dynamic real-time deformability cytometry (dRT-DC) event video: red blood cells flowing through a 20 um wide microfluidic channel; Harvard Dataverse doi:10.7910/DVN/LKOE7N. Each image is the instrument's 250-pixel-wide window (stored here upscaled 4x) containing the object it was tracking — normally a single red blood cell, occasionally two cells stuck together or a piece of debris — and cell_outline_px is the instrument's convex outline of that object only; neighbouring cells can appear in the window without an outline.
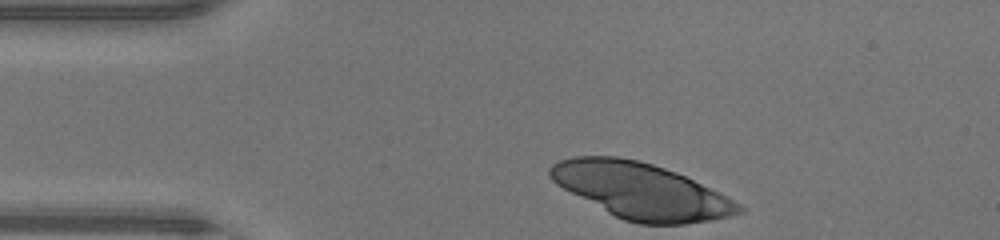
{"species": "human", "species_latin": "Homo sapiens", "temperature_condition": "warm", "stored_images_in_passage": 9, "camera_frame_rate_fps": 3000, "um_per_image_px": 0.085, "donor": {"sex": "male"}, "frame": {"image": 1, "passage_image": 1, "time_ms": 0.0, "image_size_px": [1000, 240], "cell_outline_px": [[744, 212], [732, 216], [712, 220], [684, 224], [640, 224], [624, 220], [608, 212], [556, 184], [548, 176], [548, 168], [552, 164], [560, 160], [572, 156], [616, 156], [640, 160], [676, 172], [728, 196], [740, 204], [744, 208]], "centroid_in_image_um": [54.5, 16.21], "position_along_channel_um": 30.5, "area_um2": 61.15}}